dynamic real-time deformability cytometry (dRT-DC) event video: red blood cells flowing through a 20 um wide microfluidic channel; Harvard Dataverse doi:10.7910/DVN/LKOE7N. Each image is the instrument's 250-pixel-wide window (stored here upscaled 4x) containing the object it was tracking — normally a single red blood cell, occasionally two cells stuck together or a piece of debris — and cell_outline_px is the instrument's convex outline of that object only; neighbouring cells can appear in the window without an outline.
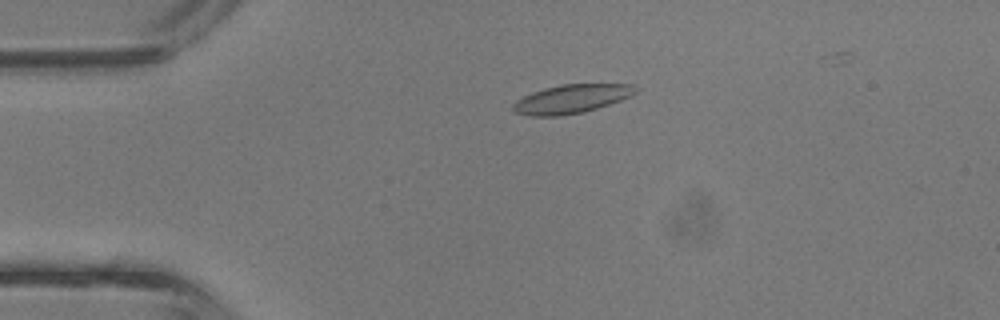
{"species": "common noctule bat (a hibernating species)", "species_latin": "Nyctalus noctula", "temperature_condition": "room temperature", "stored_images_in_passage": 4, "camera_frame_rate_fps": 3000, "um_per_image_px": 0.085, "animal": {"sex": "male", "body_mass_g": 13.3}, "frame": {"image": 1, "passage_image": 3, "time_ms": 0.667, "image_size_px": [1000, 320], "cell_outline_px": [[636, 92], [620, 100], [584, 112], [560, 116], [532, 116], [512, 112], [512, 104], [516, 100], [532, 92], [544, 88], [560, 84], [636, 84]], "centroid_in_image_um": [48.51, 8.41], "position_along_channel_um": 36.5, "area_um2": 20.46}}